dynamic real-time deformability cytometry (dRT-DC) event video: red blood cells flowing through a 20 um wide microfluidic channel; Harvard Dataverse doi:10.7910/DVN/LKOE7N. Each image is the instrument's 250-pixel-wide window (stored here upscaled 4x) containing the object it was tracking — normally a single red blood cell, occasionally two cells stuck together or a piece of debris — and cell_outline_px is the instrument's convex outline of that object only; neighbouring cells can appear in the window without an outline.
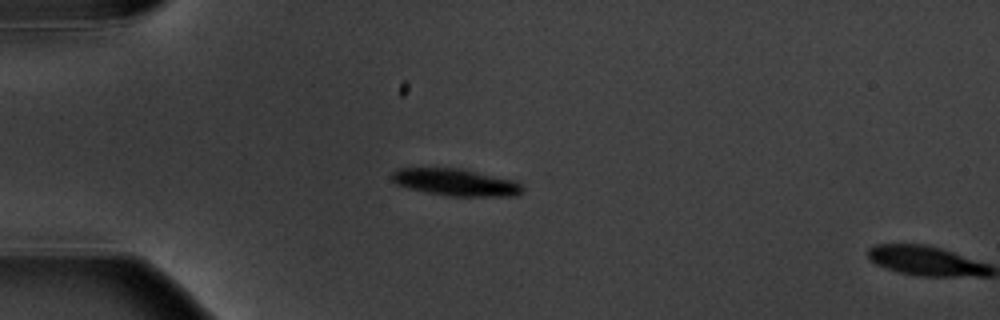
{"species": "common noctule bat (a hibernating species)", "species_latin": "Nyctalus noctula", "temperature_condition": "warm", "stored_images_in_passage": 2, "camera_frame_rate_fps": 3000, "um_per_image_px": 0.085, "animal": {"sex": "male", "body_mass_g": 20.1, "forearm_length_mm": 53.5}, "frame": {"image": 1, "passage_image": 1, "time_ms": 0.0, "image_size_px": [1000, 320], "cell_outline_px": [[524, 192], [516, 196], [448, 196], [408, 188], [396, 184], [388, 176], [396, 168], [460, 168], [512, 180], [520, 184], [524, 188]], "centroid_in_image_um": [38.69, 15.49], "position_along_channel_um": 46.3, "area_um2": 20.63}}